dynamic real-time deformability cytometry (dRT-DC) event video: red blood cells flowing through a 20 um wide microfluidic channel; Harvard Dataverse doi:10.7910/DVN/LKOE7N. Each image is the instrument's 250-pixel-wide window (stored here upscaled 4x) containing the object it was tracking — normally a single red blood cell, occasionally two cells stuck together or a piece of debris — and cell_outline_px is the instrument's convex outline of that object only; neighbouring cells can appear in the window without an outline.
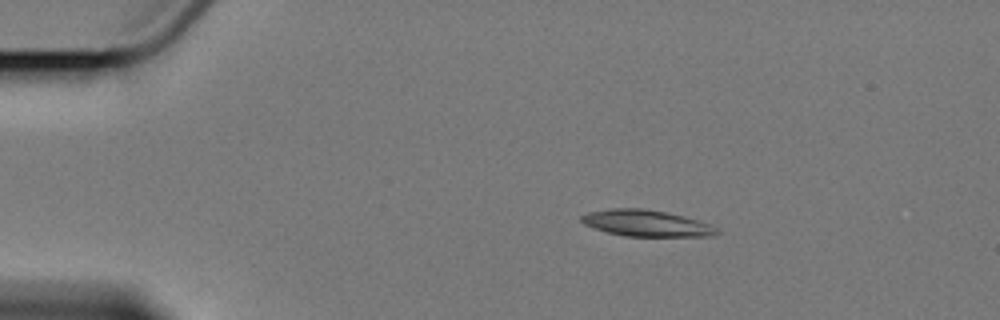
{"species": "Egyptian fruit bat (a non-hibernating species)", "species_latin": "Rousettus aegyptiacus", "temperature_condition": "cold", "stored_images_in_passage": 14, "camera_frame_rate_fps": 3000, "um_per_image_px": 0.085, "animal": {"sex": "female"}, "frame": {"image": 1, "passage_image": 2, "time_ms": 2.0, "image_size_px": [1000, 320], "cell_outline_px": [[720, 232], [712, 236], [624, 236], [608, 232], [584, 224], [580, 220], [580, 216], [588, 212], [608, 208], [644, 208], [684, 216], [708, 224], [716, 228]], "centroid_in_image_um": [54.9, 18.97], "position_along_channel_um": 30.1, "area_um2": 20.63}}
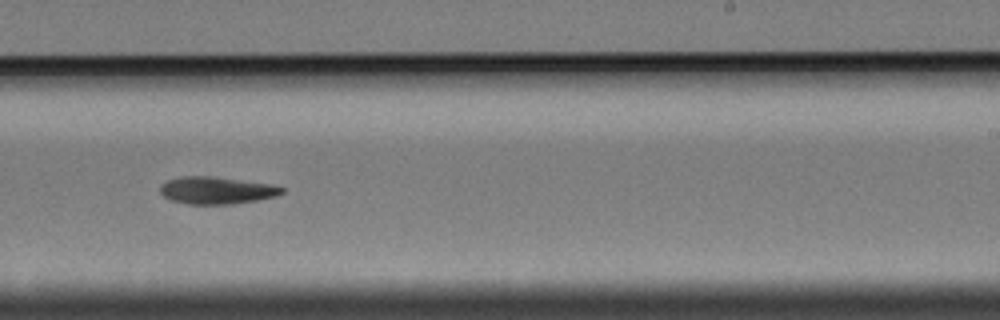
{"frame": {"image": 2, "passage_image": 9, "time_ms": 11.0, "image_size_px": [1000, 320], "cell_outline_px": [[284, 192], [276, 196], [256, 200], [232, 204], [188, 204], [172, 200], [164, 196], [160, 192], [160, 184], [168, 180], [184, 176], [212, 176], [272, 184], [284, 188]], "centroid_in_image_um": [18.41, 16.18], "position_along_channel_um": 270.6, "area_um2": 19.25}}
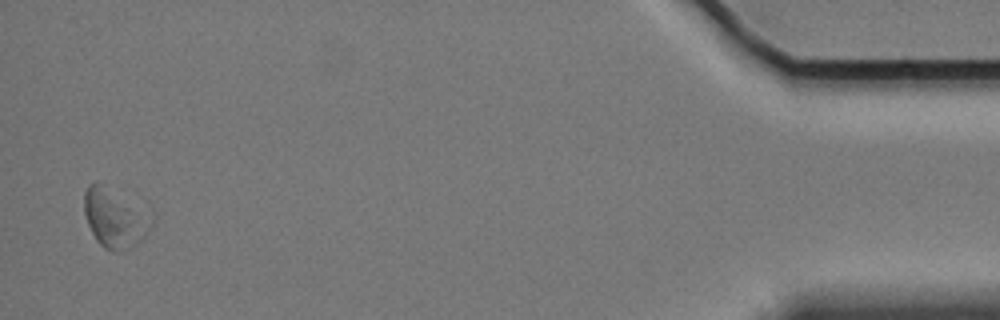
{"frame": {"image": 3, "passage_image": 14, "time_ms": 18.0, "image_size_px": [1000, 320], "cell_outline_px": [[148, 228], [144, 236], [136, 244], [120, 252], [112, 252], [104, 248], [96, 240], [88, 224], [84, 212], [84, 192], [88, 184], [96, 184], [128, 208]], "centroid_in_image_um": [9.47, 18.74], "position_along_channel_um": 425.7, "area_um2": 19.19}, "authors_computed_cell_mechanics": {"area_um2": 19.2763, "velocity_mm_per_s": 3.3311, "shape_relaxation_time_tau1_ms": 3.6432, "shape_relaxation_time_tau2_ms": null, "deformation_change_tau1": 0.0824, "deformation_change_tau2": null}}